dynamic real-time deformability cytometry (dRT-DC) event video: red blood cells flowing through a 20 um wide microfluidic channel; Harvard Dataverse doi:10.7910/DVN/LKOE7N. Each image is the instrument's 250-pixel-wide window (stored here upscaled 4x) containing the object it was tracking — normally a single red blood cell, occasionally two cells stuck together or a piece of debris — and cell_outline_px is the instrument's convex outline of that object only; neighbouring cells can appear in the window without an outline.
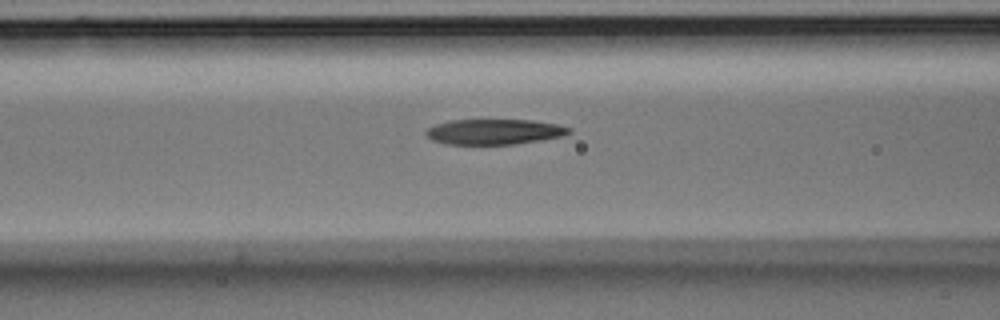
{"species": "Egyptian fruit bat (a non-hibernating species)", "species_latin": "Rousettus aegyptiacus", "temperature_condition": "room temperature", "stored_images_in_passage": 4, "camera_frame_rate_fps": 3000, "um_per_image_px": 0.085, "animal": {"sex": "male"}, "frame": {"image": 1, "passage_image": 3, "time_ms": 0.667, "image_size_px": [1000, 320], "cell_outline_px": [[572, 132], [564, 136], [516, 144], [444, 144], [432, 140], [424, 132], [428, 128], [436, 124], [452, 120], [532, 120], [556, 124], [572, 128]], "centroid_in_image_um": [42.04, 11.2], "position_along_channel_um": 124.6, "area_um2": 21.15}}